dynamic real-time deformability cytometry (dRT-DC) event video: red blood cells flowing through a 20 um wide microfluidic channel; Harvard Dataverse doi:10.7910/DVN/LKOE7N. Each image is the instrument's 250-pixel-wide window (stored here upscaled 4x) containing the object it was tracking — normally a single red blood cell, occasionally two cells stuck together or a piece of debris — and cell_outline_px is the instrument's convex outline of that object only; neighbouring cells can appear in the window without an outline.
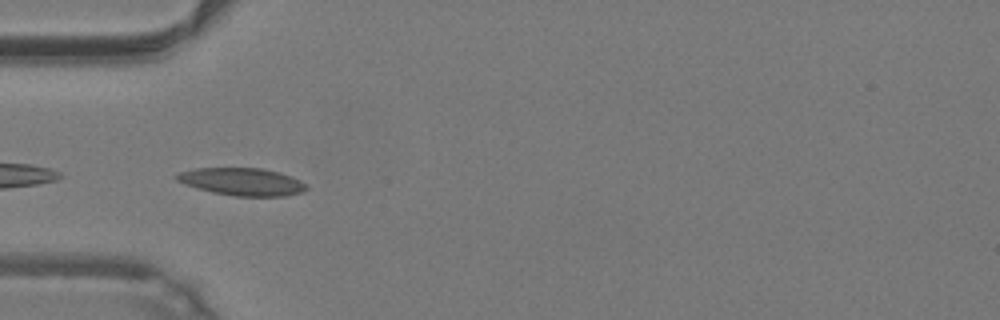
{"species": "common noctule bat (a hibernating species)", "species_latin": "Nyctalus noctula", "temperature_condition": "warm", "stored_images_in_passage": 34, "camera_frame_rate_fps": 3000, "um_per_image_px": 0.085, "animal": {"sex": "male", "body_mass_g": 19.2, "forearm_length_mm": 51.8}, "frame": {"image": 1, "passage_image": 1, "time_ms": 0.0, "image_size_px": [1000, 320], "cell_outline_px": [[308, 188], [304, 192], [284, 196], [236, 196], [212, 192], [196, 188], [184, 184], [176, 180], [172, 176], [180, 172], [196, 168], [260, 168], [280, 172], [292, 176], [308, 184]], "centroid_in_image_um": [20.59, 15.44], "position_along_channel_um": 64.4, "area_um2": 21.04}}
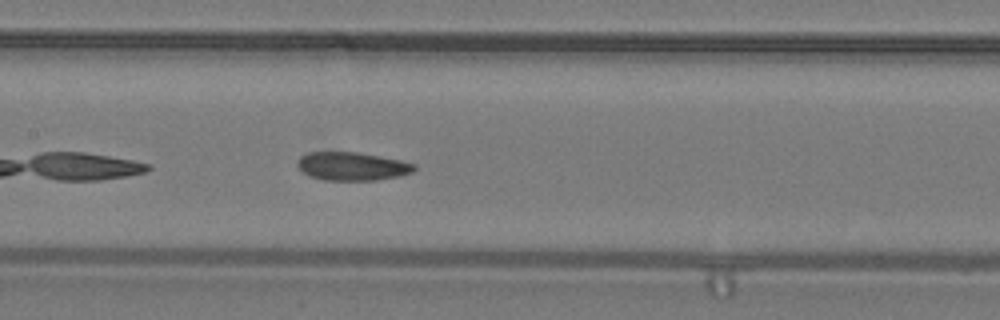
{"frame": {"image": 2, "passage_image": 9, "time_ms": 2.667, "image_size_px": [1000, 320], "cell_outline_px": [[416, 168], [412, 172], [400, 176], [376, 180], [324, 180], [312, 176], [304, 172], [300, 168], [300, 156], [308, 152], [356, 152], [400, 160], [416, 164]], "centroid_in_image_um": [29.99, 14.13], "position_along_channel_um": 177.4, "area_um2": 18.96}}
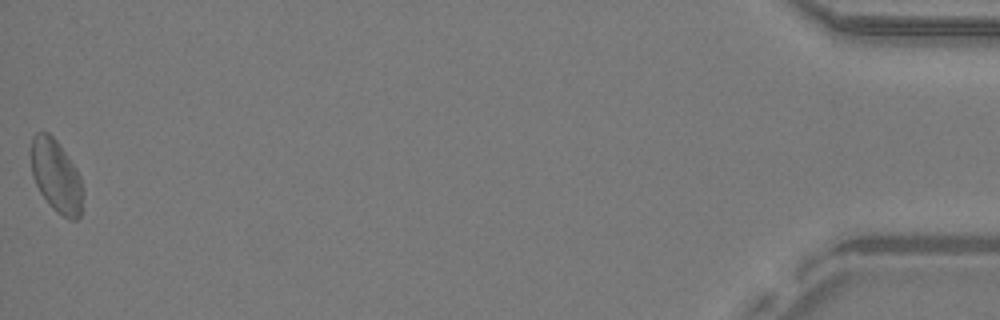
{"frame": {"image": 3, "passage_image": 34, "time_ms": 11.0, "image_size_px": [1000, 320], "cell_outline_px": [[84, 192], [80, 216], [76, 220], [68, 220], [56, 212], [52, 208], [40, 192], [32, 176], [32, 136], [36, 132], [48, 132], [56, 140], [76, 168], [80, 176]], "centroid_in_image_um": [4.8, 15.0], "position_along_channel_um": 430.4, "area_um2": 21.96}, "authors_computed_cell_mechanics": {"area_um2": 19.9988, "velocity_mm_per_s": 4.2578, "shape_relaxation_time_tau1_ms": 6.0878, "shape_relaxation_time_tau2_ms": 1.8648, "deformation_change_tau1": 0.1166, "deformation_change_tau2": 0.0787}}